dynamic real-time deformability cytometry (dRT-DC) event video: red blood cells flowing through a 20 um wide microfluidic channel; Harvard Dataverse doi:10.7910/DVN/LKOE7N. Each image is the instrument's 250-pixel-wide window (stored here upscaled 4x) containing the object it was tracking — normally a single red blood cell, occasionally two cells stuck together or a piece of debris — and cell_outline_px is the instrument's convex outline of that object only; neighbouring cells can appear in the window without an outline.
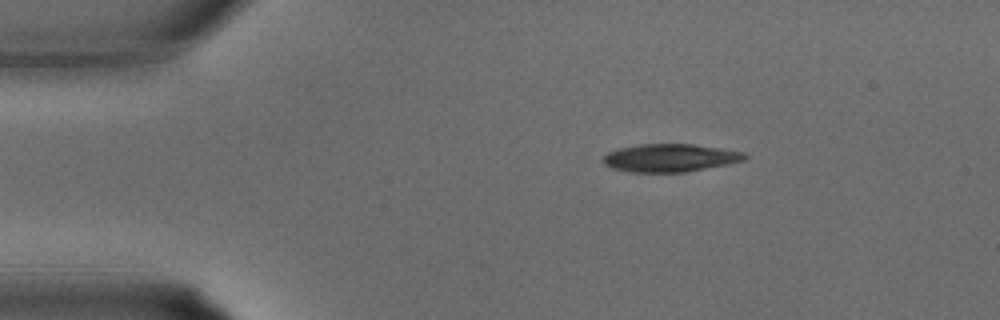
{"species": "common noctule bat (a hibernating species)", "species_latin": "Nyctalus noctula", "temperature_condition": "warm", "stored_images_in_passage": 29, "camera_frame_rate_fps": 3000, "um_per_image_px": 0.085, "animal": {"sex": "male", "body_mass_g": 15.6}, "frame": {"image": 1, "passage_image": 1, "time_ms": 0.0, "image_size_px": [1000, 320], "cell_outline_px": [[748, 156], [744, 160], [732, 164], [684, 172], [632, 172], [612, 168], [604, 164], [600, 160], [608, 152], [620, 148], [640, 144], [692, 144], [720, 148], [744, 152]], "centroid_in_image_um": [56.97, 13.42], "position_along_channel_um": 28.0, "area_um2": 23.12}}
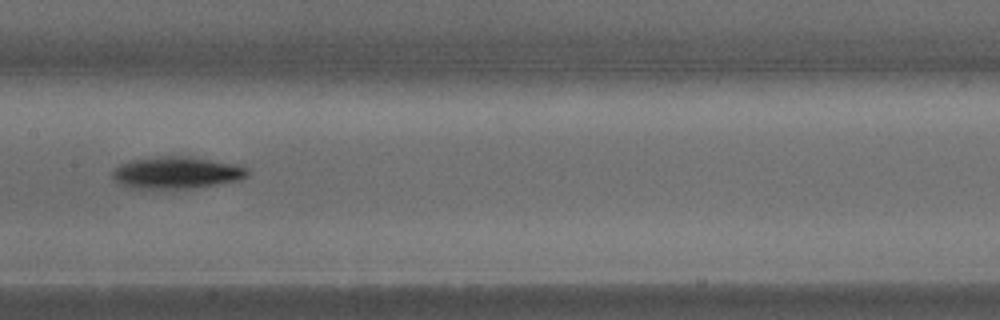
{"frame": {"image": 2, "passage_image": 12, "time_ms": 3.667, "image_size_px": [1000, 320], "cell_outline_px": [[248, 176], [240, 180], [192, 188], [136, 188], [120, 184], [112, 176], [112, 168], [120, 164], [132, 160], [160, 156], [188, 156], [236, 164], [248, 168]], "centroid_in_image_um": [15.01, 14.67], "position_along_channel_um": 192.4, "area_um2": 25.03}}
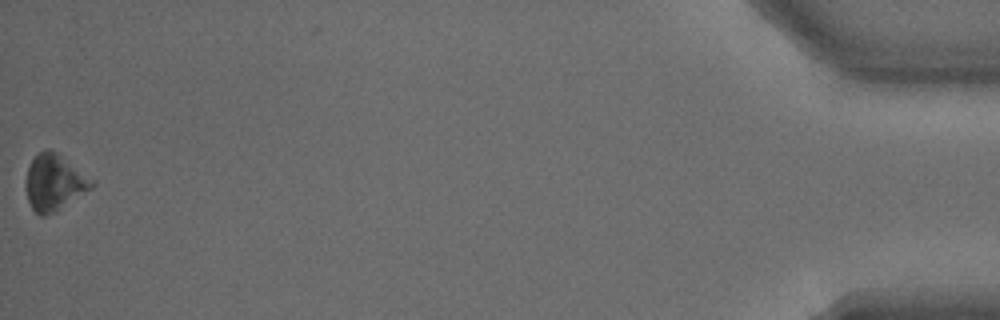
{"frame": {"image": 3, "passage_image": 29, "time_ms": 9.333, "image_size_px": [1000, 320], "cell_outline_px": [[96, 184], [92, 188], [56, 212], [44, 216], [40, 216], [32, 208], [28, 200], [24, 184], [28, 168], [32, 160], [40, 152], [48, 148], [56, 152], [96, 180]], "centroid_in_image_um": [4.63, 15.52], "position_along_channel_um": 430.6, "area_um2": 21.73}}